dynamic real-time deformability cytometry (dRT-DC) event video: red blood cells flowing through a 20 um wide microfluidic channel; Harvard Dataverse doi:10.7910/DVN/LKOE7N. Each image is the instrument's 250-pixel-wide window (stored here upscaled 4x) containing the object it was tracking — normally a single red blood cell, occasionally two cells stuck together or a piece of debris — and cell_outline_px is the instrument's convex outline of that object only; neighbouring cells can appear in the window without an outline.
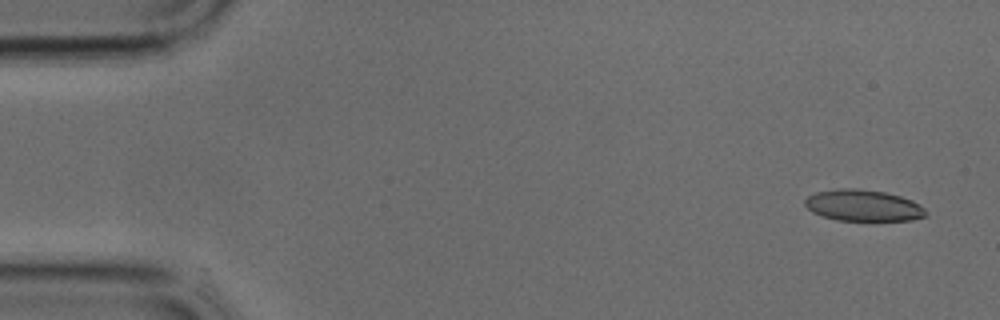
{"species": "common noctule bat (a hibernating species)", "species_latin": "Nyctalus noctula", "temperature_condition": "cold", "stored_images_in_passage": 37, "camera_frame_rate_fps": 3000, "um_per_image_px": 0.085, "animal": {"sex": "male", "body_mass_g": 17.9, "forearm_length_mm": 54.2}, "frame": {"image": 1, "passage_image": 1, "time_ms": 0.0, "image_size_px": [1000, 320], "cell_outline_px": [[928, 216], [912, 220], [836, 220], [812, 212], [804, 204], [804, 200], [808, 196], [816, 192], [840, 188], [860, 188], [884, 192], [900, 196], [912, 200], [924, 208], [928, 212]], "centroid_in_image_um": [73.39, 17.46], "position_along_channel_um": 11.6, "area_um2": 22.14}}
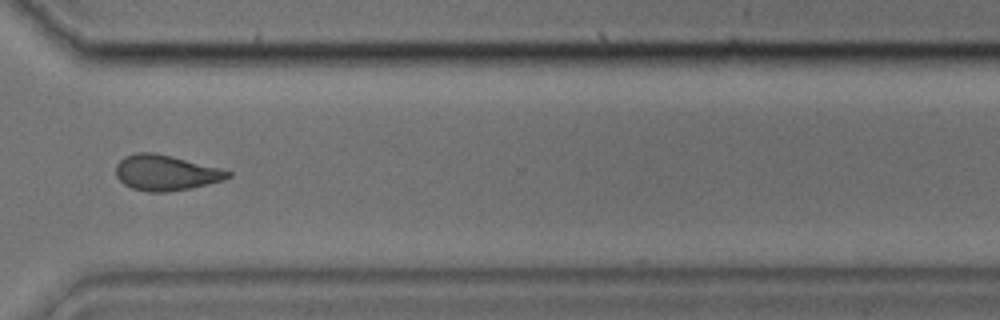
{"frame": {"image": 2, "passage_image": 27, "time_ms": 8.667, "image_size_px": [1000, 320], "cell_outline_px": [[232, 176], [224, 180], [192, 188], [168, 192], [148, 192], [132, 188], [124, 184], [116, 176], [116, 164], [124, 156], [136, 152], [152, 152], [220, 168], [232, 172]], "centroid_in_image_um": [14.08, 14.69], "position_along_channel_um": 356.5, "area_um2": 23.12}}
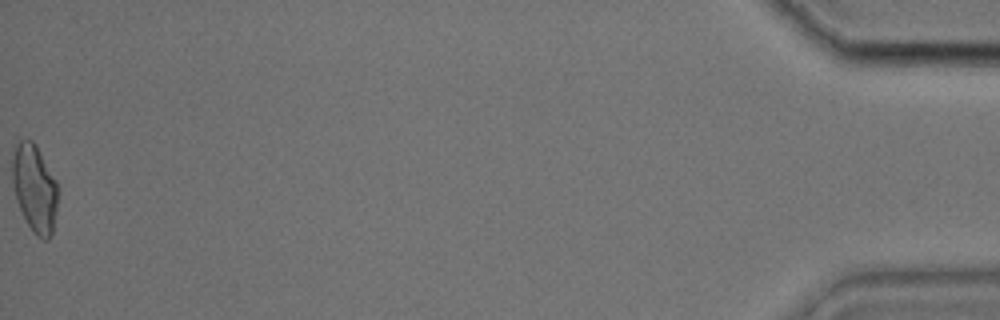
{"frame": {"image": 3, "passage_image": 37, "time_ms": 12.0, "image_size_px": [1000, 320], "cell_outline_px": [[56, 208], [52, 232], [48, 240], [44, 240], [36, 236], [28, 224], [16, 200], [12, 184], [12, 156], [16, 144], [20, 140], [32, 140], [36, 144], [56, 180]], "centroid_in_image_um": [2.91, 15.98], "position_along_channel_um": 432.3, "area_um2": 23.0}}